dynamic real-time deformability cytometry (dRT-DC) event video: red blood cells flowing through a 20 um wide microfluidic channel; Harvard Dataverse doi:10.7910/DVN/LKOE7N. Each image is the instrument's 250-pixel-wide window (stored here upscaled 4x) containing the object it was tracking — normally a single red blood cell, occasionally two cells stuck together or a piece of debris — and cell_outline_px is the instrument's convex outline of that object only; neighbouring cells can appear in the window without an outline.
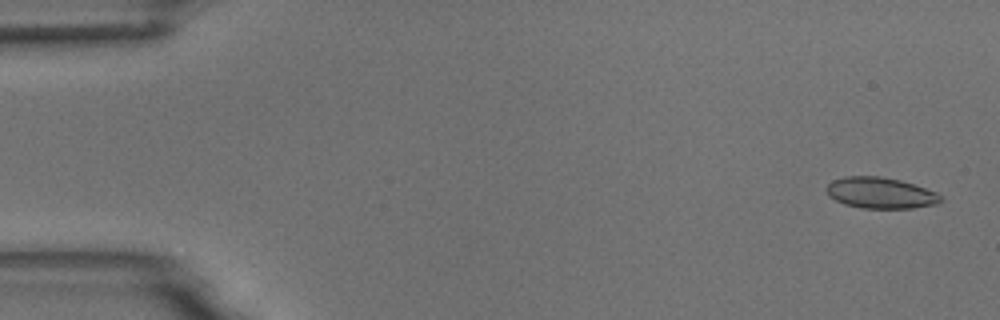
{"species": "common noctule bat (a hibernating species)", "species_latin": "Nyctalus noctula", "temperature_condition": "room temperature", "stored_images_in_passage": 54, "camera_frame_rate_fps": 3000, "um_per_image_px": 0.085, "animal": {"sex": "male", "body_mass_g": 18.8}, "frame": {"image": 1, "passage_image": 2, "time_ms": 0.333, "image_size_px": [1000, 320], "cell_outline_px": [[944, 200], [936, 204], [912, 208], [864, 208], [844, 204], [828, 196], [828, 184], [832, 180], [844, 176], [880, 176], [900, 180], [936, 192]], "centroid_in_image_um": [74.83, 16.4], "position_along_channel_um": 10.2, "area_um2": 20.52}}
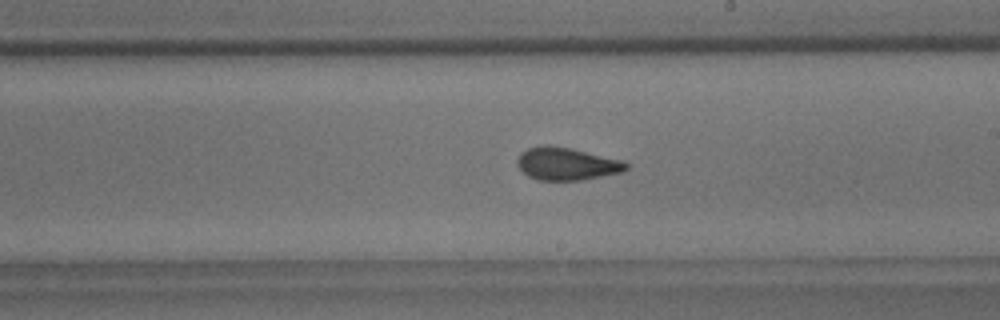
{"frame": {"image": 2, "passage_image": 31, "time_ms": 10.0, "image_size_px": [1000, 320], "cell_outline_px": [[628, 168], [624, 172], [580, 180], [536, 180], [528, 176], [516, 164], [516, 160], [520, 152], [528, 148], [544, 144], [548, 144], [572, 148], [624, 160], [628, 164]], "centroid_in_image_um": [48.17, 13.91], "position_along_channel_um": 240.8, "area_um2": 21.04}}
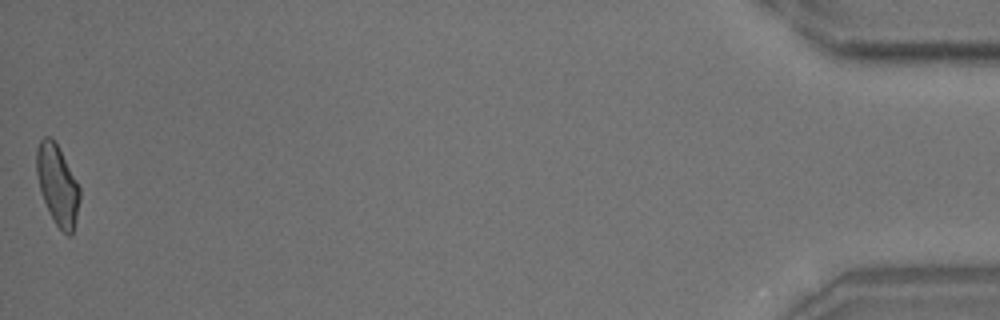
{"frame": {"image": 3, "passage_image": 54, "time_ms": 17.667, "image_size_px": [1000, 320], "cell_outline_px": [[80, 200], [72, 236], [68, 236], [56, 224], [40, 192], [36, 172], [36, 148], [40, 140], [44, 136], [48, 136], [56, 144], [76, 180], [80, 188]], "centroid_in_image_um": [4.88, 15.73], "position_along_channel_um": 430.3, "area_um2": 19.77}, "authors_computed_cell_mechanics": {"area_um2": 20.519, "velocity_mm_per_s": 3.7218, "shape_relaxation_time_tau1_ms": 7.7104, "shape_relaxation_time_tau2_ms": 1.4941, "deformation_change_tau1": 0.1612, "deformation_change_tau2": 0.0688}}